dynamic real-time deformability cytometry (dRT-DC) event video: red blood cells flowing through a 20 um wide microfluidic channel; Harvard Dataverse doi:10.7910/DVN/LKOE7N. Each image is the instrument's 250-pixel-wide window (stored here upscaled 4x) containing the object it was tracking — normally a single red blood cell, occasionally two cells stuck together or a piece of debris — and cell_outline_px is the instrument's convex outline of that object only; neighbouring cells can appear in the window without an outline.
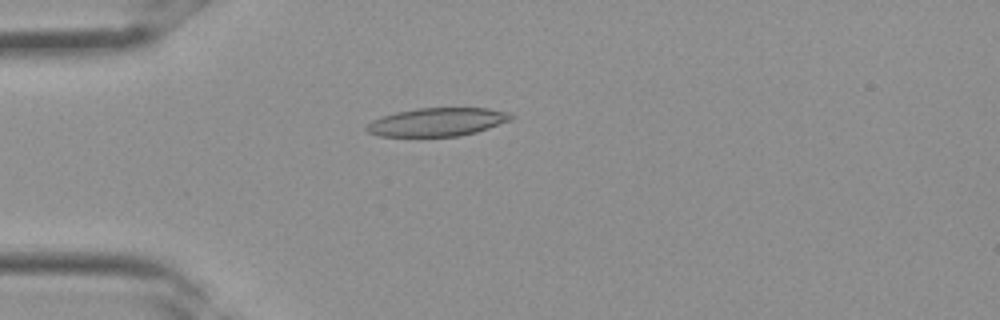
{"species": "Egyptian fruit bat (a non-hibernating species)", "species_latin": "Rousettus aegyptiacus", "temperature_condition": "room temperature", "stored_images_in_passage": 28, "camera_frame_rate_fps": 3000, "um_per_image_px": 0.085, "frame": {"image": 1, "passage_image": 3, "time_ms": 0.667, "image_size_px": [1000, 320], "cell_outline_px": [[516, 116], [512, 120], [476, 132], [460, 136], [380, 136], [368, 132], [364, 128], [372, 120], [380, 116], [396, 112], [416, 108], [488, 108], [508, 112]], "centroid_in_image_um": [37.18, 10.36], "position_along_channel_um": 47.8, "area_um2": 23.93}}
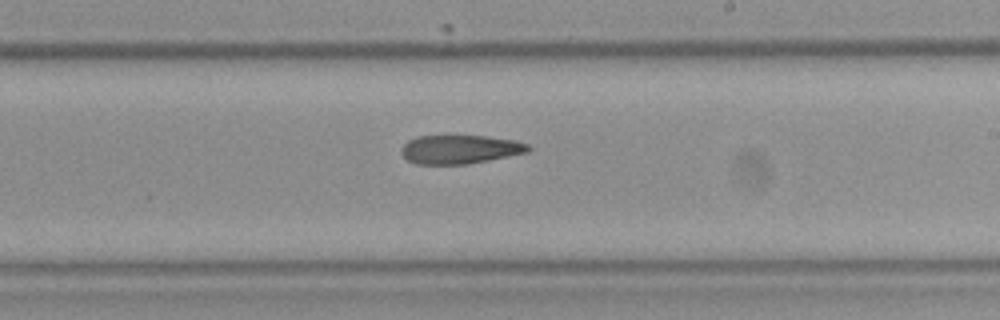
{"frame": {"image": 2, "passage_image": 14, "time_ms": 4.333, "image_size_px": [1000, 320], "cell_outline_px": [[532, 148], [528, 152], [468, 164], [416, 164], [408, 160], [400, 152], [400, 148], [408, 140], [416, 136], [484, 136], [512, 140], [528, 144]], "centroid_in_image_um": [39.06, 12.7], "position_along_channel_um": 249.9, "area_um2": 21.15}}
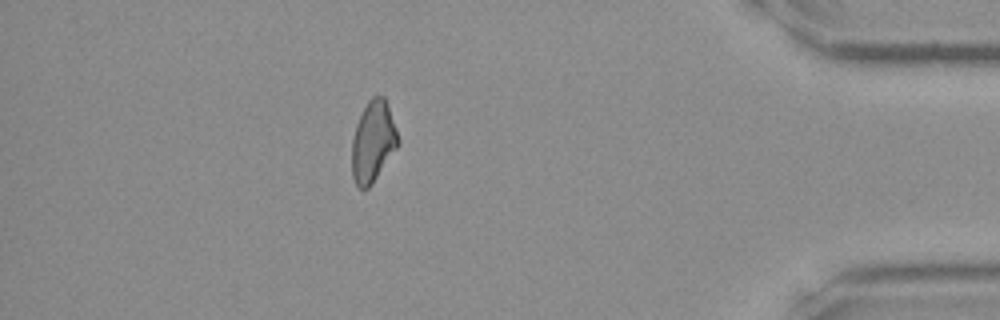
{"frame": {"image": 3, "passage_image": 24, "time_ms": 7.667, "image_size_px": [1000, 320], "cell_outline_px": [[400, 144], [372, 184], [368, 188], [360, 188], [356, 184], [352, 176], [352, 140], [356, 124], [368, 100], [372, 96], [384, 96], [400, 140]], "centroid_in_image_um": [31.71, 12.05], "position_along_channel_um": 403.5, "area_um2": 21.68}}